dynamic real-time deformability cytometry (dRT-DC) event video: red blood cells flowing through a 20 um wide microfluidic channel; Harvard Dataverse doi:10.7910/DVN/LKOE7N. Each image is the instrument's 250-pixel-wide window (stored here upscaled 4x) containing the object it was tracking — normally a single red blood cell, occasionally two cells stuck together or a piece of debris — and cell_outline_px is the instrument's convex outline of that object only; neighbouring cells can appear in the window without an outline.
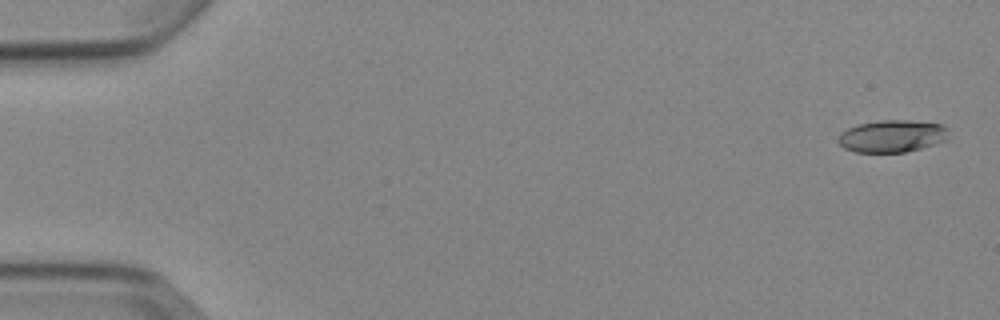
{"species": "Egyptian fruit bat (a non-hibernating species)", "species_latin": "Rousettus aegyptiacus", "temperature_condition": "cold", "stored_images_in_passage": 5, "camera_frame_rate_fps": 3000, "um_per_image_px": 0.085, "animal": {"sex": "female"}, "frame": {"image": 1, "passage_image": 1, "time_ms": 0.0, "image_size_px": [1000, 320], "cell_outline_px": [[948, 136], [944, 140], [936, 144], [904, 152], [856, 152], [844, 148], [836, 140], [840, 132], [848, 128], [860, 124], [880, 120], [908, 120], [940, 124], [944, 128]], "centroid_in_image_um": [75.77, 11.57], "position_along_channel_um": 9.2, "area_um2": 20.52}}
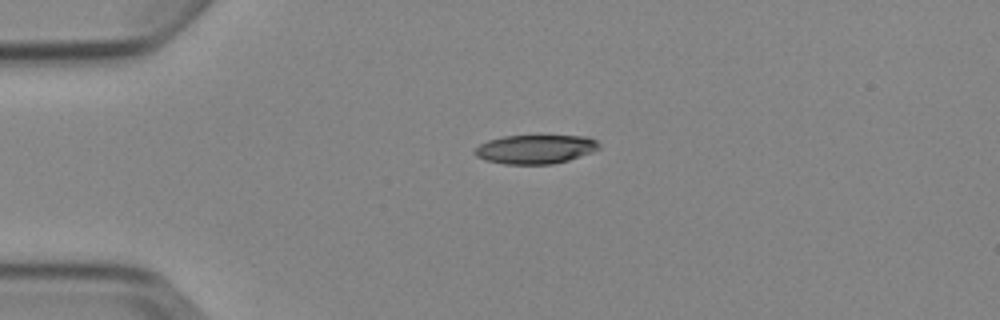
{"frame": {"image": 2, "passage_image": 4, "time_ms": 3.667, "image_size_px": [1000, 320], "cell_outline_px": [[600, 148], [592, 152], [568, 160], [552, 164], [504, 164], [484, 160], [476, 156], [472, 152], [480, 144], [488, 140], [504, 136], [588, 136], [596, 140], [600, 144]], "centroid_in_image_um": [45.5, 12.68], "position_along_channel_um": 39.5, "area_um2": 20.98}}